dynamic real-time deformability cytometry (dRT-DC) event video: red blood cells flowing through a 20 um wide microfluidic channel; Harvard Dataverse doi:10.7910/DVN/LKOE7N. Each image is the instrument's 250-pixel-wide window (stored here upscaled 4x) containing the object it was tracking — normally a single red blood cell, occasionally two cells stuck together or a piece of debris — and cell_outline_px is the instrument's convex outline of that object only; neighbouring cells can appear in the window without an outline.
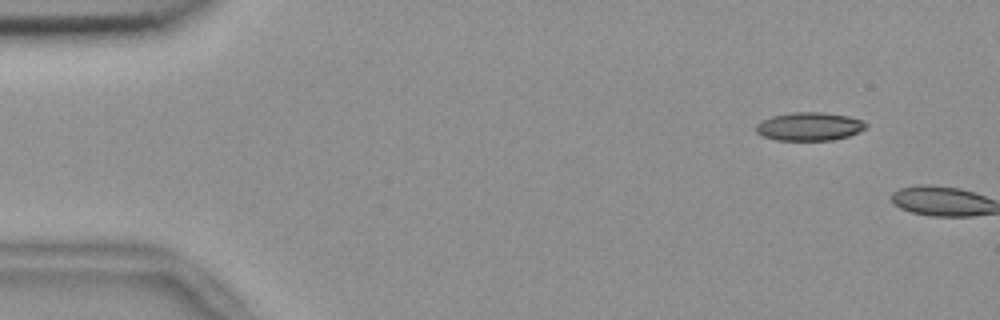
{"species": "common noctule bat (a hibernating species)", "species_latin": "Nyctalus noctula", "temperature_condition": "room temperature", "stored_images_in_passage": 7, "camera_frame_rate_fps": 3000, "um_per_image_px": 0.085, "animal": {"sex": "female", "body_mass_g": 18.4}, "frame": {"image": 1, "passage_image": 5, "time_ms": 1.333, "image_size_px": [1000, 320], "cell_outline_px": [[868, 128], [860, 132], [848, 136], [832, 140], [776, 140], [764, 136], [756, 132], [756, 124], [760, 120], [772, 116], [792, 112], [824, 112], [848, 116], [860, 120], [868, 124]], "centroid_in_image_um": [68.8, 10.74], "position_along_channel_um": 16.2, "area_um2": 18.26}}